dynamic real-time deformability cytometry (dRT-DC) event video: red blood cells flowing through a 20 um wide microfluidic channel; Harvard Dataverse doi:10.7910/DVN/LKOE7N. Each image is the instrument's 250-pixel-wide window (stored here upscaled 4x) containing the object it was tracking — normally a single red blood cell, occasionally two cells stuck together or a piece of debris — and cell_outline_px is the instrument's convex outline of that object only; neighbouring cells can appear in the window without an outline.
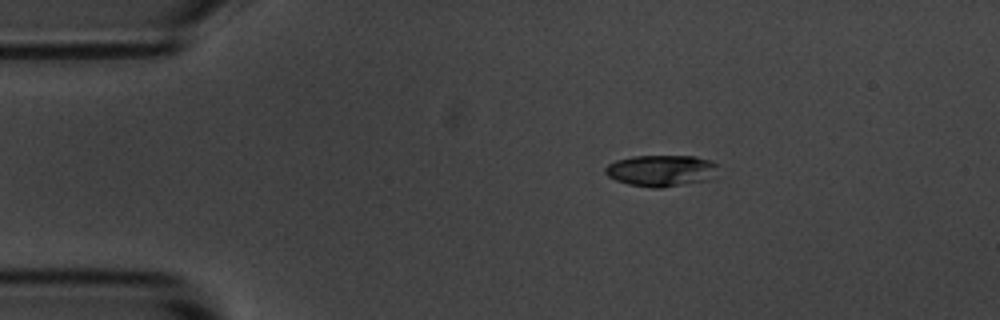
{"species": "common noctule bat (a hibernating species)", "species_latin": "Nyctalus noctula", "temperature_condition": "room temperature", "stored_images_in_passage": 46, "camera_frame_rate_fps": 3000, "um_per_image_px": 0.085, "animal": {"sex": "male", "body_mass_g": 20.1, "forearm_length_mm": 53.5}, "frame": {"image": 1, "passage_image": 1, "time_ms": 0.0, "image_size_px": [1000, 320], "cell_outline_px": [[716, 164], [708, 180], [660, 188], [652, 188], [628, 184], [616, 180], [608, 176], [604, 172], [604, 168], [608, 164], [616, 160], [632, 156], [696, 156], [712, 160]], "centroid_in_image_um": [56.13, 14.49], "position_along_channel_um": 28.9, "area_um2": 20.46}}
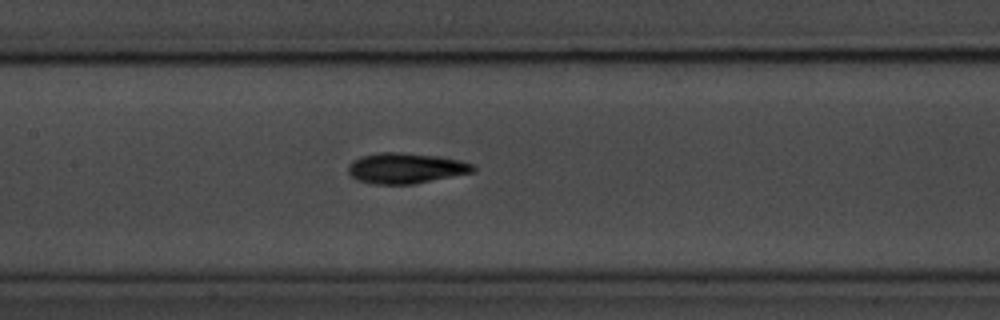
{"frame": {"image": 2, "passage_image": 17, "time_ms": 5.333, "image_size_px": [1000, 320], "cell_outline_px": [[476, 168], [472, 172], [412, 184], [376, 184], [356, 180], [348, 172], [348, 164], [352, 160], [360, 156], [380, 152], [400, 152], [440, 156], [460, 160], [472, 164]], "centroid_in_image_um": [34.44, 14.28], "position_along_channel_um": 173.0, "area_um2": 22.2}}
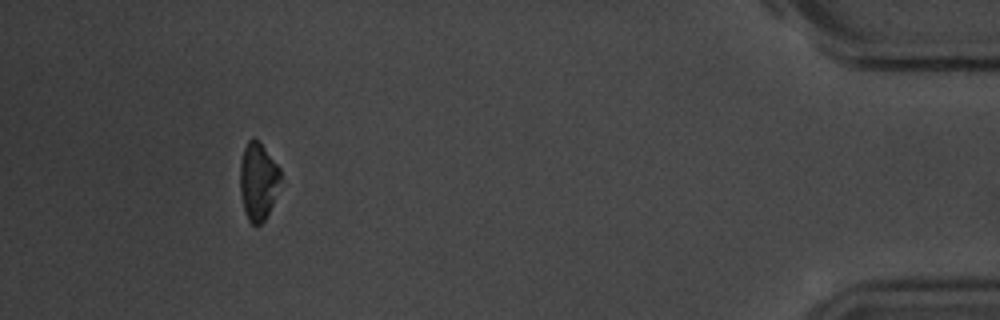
{"frame": {"image": 3, "passage_image": 42, "time_ms": 13.667, "image_size_px": [1000, 320], "cell_outline_px": [[280, 180], [272, 204], [264, 220], [256, 228], [248, 220], [244, 212], [240, 192], [240, 164], [244, 148], [248, 140], [252, 136], [260, 144], [280, 168]], "centroid_in_image_um": [21.91, 15.44], "position_along_channel_um": 413.3, "area_um2": 18.03}, "authors_computed_cell_mechanics": {"area_um2": 20.7502, "velocity_mm_per_s": 3.6458, "shape_relaxation_time_tau1_ms": 2.5274, "shape_relaxation_time_tau2_ms": null, "deformation_change_tau1": 0.109, "deformation_change_tau2": null}}